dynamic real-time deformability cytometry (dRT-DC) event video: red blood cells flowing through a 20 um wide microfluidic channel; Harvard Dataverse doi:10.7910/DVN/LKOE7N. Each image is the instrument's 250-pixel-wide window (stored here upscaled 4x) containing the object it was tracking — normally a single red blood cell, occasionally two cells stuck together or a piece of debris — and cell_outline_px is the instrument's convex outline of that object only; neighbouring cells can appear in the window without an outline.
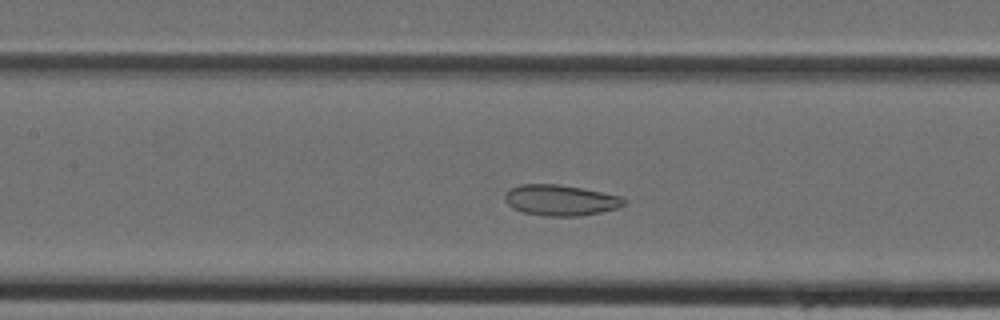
{"species": "Egyptian fruit bat (a non-hibernating species)", "species_latin": "Rousettus aegyptiacus", "temperature_condition": "cold", "stored_images_in_passage": 39, "camera_frame_rate_fps": 3000, "um_per_image_px": 0.085, "animal": {"sex": "female"}, "frame": {"image": 1, "passage_image": 15, "time_ms": 4.667, "image_size_px": [1000, 320], "cell_outline_px": [[628, 200], [624, 204], [616, 208], [600, 212], [580, 216], [548, 216], [524, 212], [512, 208], [504, 200], [504, 196], [508, 188], [520, 184], [560, 184], [584, 188], [620, 196]], "centroid_in_image_um": [47.62, 17.0], "position_along_channel_um": 159.8, "area_um2": 21.5}}
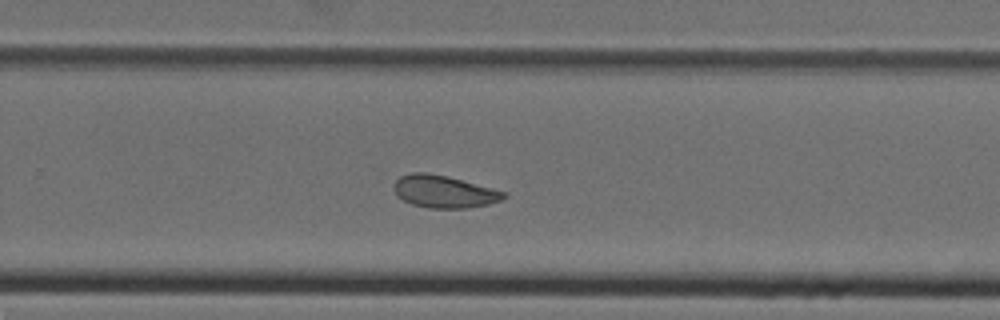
{"frame": {"image": 2, "passage_image": 24, "time_ms": 7.667, "image_size_px": [1000, 320], "cell_outline_px": [[508, 196], [504, 200], [488, 204], [464, 208], [428, 208], [412, 204], [396, 196], [392, 188], [392, 184], [400, 176], [412, 172], [428, 172], [448, 176], [508, 192]], "centroid_in_image_um": [37.74, 16.27], "position_along_channel_um": 292.1, "area_um2": 21.1}}
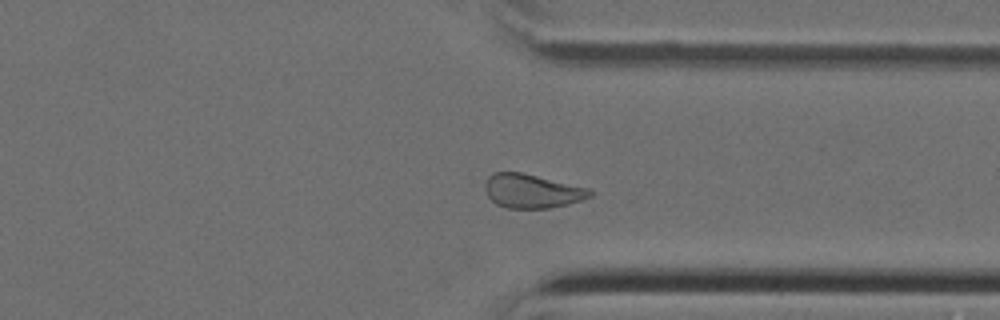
{"frame": {"image": 3, "passage_image": 29, "time_ms": 9.333, "image_size_px": [1000, 320], "cell_outline_px": [[592, 196], [568, 204], [548, 208], [504, 208], [496, 204], [488, 196], [484, 188], [484, 184], [488, 176], [496, 172], [520, 172], [588, 188], [592, 192]], "centroid_in_image_um": [45.17, 16.24], "position_along_channel_um": 366.2, "area_um2": 20.58}}